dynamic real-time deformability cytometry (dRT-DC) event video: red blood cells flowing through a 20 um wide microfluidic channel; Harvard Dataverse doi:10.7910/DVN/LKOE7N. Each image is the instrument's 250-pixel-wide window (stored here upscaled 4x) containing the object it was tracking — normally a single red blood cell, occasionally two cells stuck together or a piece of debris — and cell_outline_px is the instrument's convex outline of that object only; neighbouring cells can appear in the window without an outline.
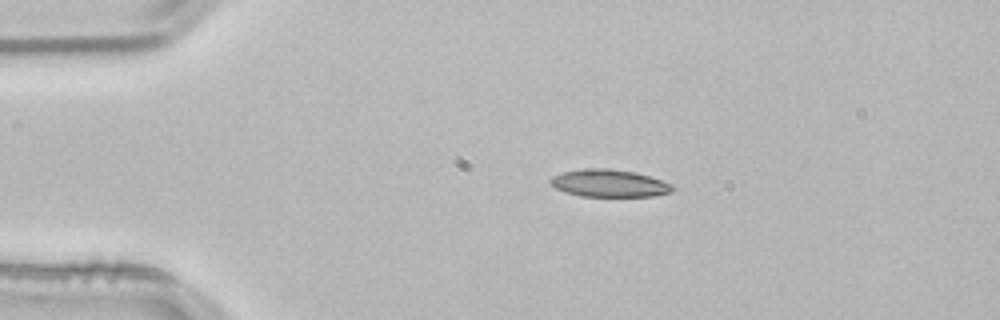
{"species": "common noctule bat (a hibernating species)", "species_latin": "Nyctalus noctula", "temperature_condition": "room temperature", "stored_images_in_passage": 43, "camera_frame_rate_fps": 3000, "um_per_image_px": 0.085, "animal": {"sex": "male", "body_mass_g": 21.5, "forearm_length_mm": 52.0}, "frame": {"image": 1, "passage_image": 1, "time_ms": 0.0, "image_size_px": [1000, 320], "cell_outline_px": [[672, 192], [656, 196], [580, 196], [556, 188], [548, 180], [552, 176], [564, 172], [584, 168], [608, 168], [636, 172], [672, 184]], "centroid_in_image_um": [51.78, 15.57], "position_along_channel_um": 33.2, "area_um2": 19.36}}
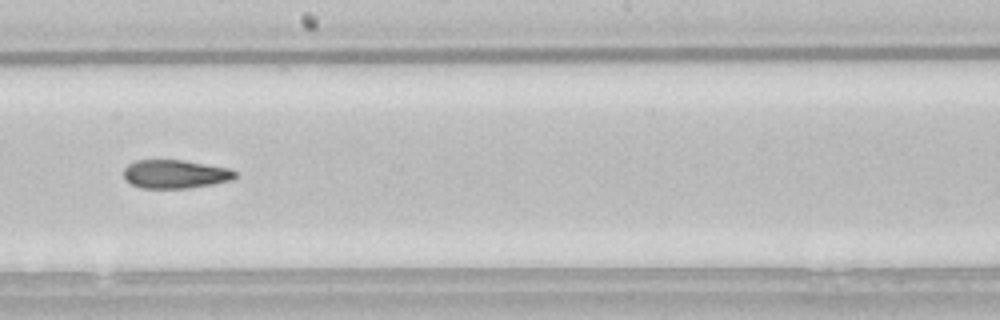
{"frame": {"image": 2, "passage_image": 20, "time_ms": 6.333, "image_size_px": [1000, 320], "cell_outline_px": [[236, 176], [232, 180], [212, 184], [188, 188], [140, 188], [124, 180], [124, 168], [128, 164], [136, 160], [184, 160], [228, 168], [236, 172]], "centroid_in_image_um": [14.86, 14.8], "position_along_channel_um": 233.3, "area_um2": 18.55}}
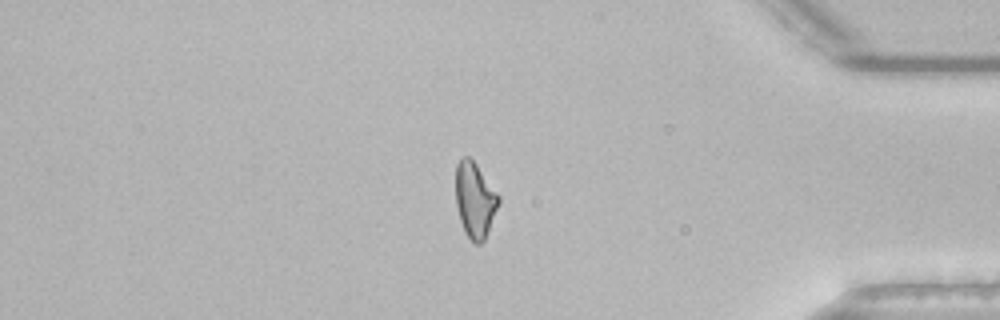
{"frame": {"image": 3, "passage_image": 35, "time_ms": 11.333, "image_size_px": [1000, 320], "cell_outline_px": [[500, 200], [484, 240], [480, 244], [472, 244], [464, 232], [460, 220], [456, 204], [456, 164], [464, 156], [468, 156], [476, 164], [500, 196]], "centroid_in_image_um": [40.35, 17.02], "position_along_channel_um": 394.8, "area_um2": 18.73}, "authors_computed_cell_mechanics": {"area_um2": 19.363, "velocity_mm_per_s": 3.8504, "shape_relaxation_time_tau1_ms": null, "shape_relaxation_time_tau2_ms": 3.2834, "deformation_change_tau1": null, "deformation_change_tau2": 0.106}}